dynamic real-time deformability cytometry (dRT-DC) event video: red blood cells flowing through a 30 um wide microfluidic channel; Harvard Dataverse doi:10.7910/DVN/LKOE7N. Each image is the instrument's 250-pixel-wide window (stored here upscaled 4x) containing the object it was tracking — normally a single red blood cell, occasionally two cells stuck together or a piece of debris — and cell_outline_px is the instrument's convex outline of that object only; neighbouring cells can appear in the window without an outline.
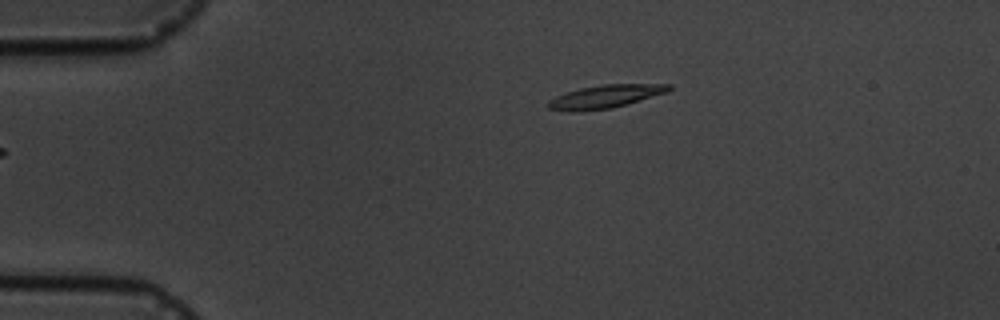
{"species": "common noctule bat (a hibernating species)", "species_latin": "Nyctalus noctula", "temperature_condition": "cold", "stored_images_in_passage": 2, "camera_frame_rate_fps": 3000, "um_per_image_px": 0.085, "animal": {"sex": "male", "body_mass_g": 19.5, "forearm_length_mm": 54.6}, "frame": {"image": 1, "passage_image": 2, "time_ms": 1.0, "image_size_px": [1000, 320], "cell_outline_px": [[672, 88], [668, 92], [628, 104], [612, 108], [576, 112], [568, 112], [548, 108], [548, 100], [564, 92], [580, 88], [604, 84], [672, 84]], "centroid_in_image_um": [51.44, 8.21], "position_along_channel_um": 33.6, "area_um2": 16.47}}